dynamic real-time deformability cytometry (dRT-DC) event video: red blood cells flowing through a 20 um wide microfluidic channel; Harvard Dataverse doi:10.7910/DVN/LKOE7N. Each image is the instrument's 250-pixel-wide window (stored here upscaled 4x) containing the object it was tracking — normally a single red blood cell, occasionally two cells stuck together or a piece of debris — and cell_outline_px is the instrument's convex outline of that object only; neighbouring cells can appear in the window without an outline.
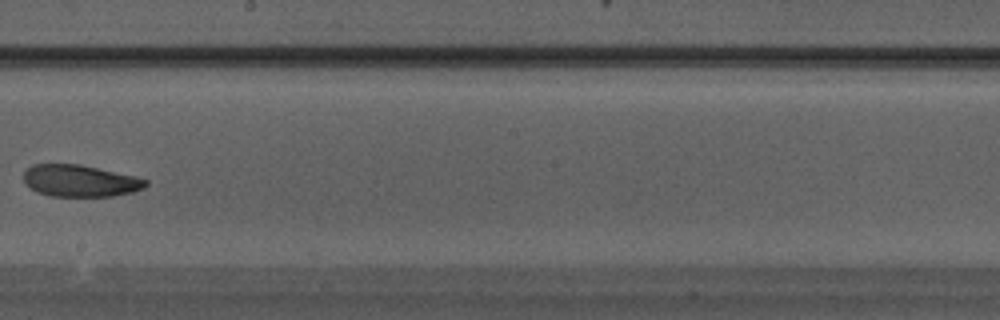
{"species": "Egyptian fruit bat (a non-hibernating species)", "species_latin": "Rousettus aegyptiacus", "temperature_condition": "warm", "stored_images_in_passage": 19, "camera_frame_rate_fps": 3000, "um_per_image_px": 0.085, "animal": {"sex": "male"}, "frame": {"image": 1, "passage_image": 14, "time_ms": 4.333, "image_size_px": [1000, 320], "cell_outline_px": [[148, 184], [144, 188], [132, 192], [112, 196], [52, 196], [36, 192], [24, 180], [24, 172], [32, 164], [80, 164], [136, 176], [148, 180]], "centroid_in_image_um": [6.83, 15.36], "position_along_channel_um": 241.4, "area_um2": 22.6}}
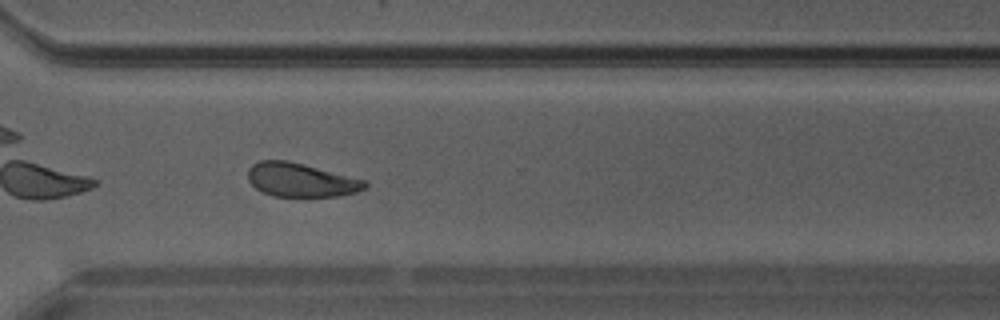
{"frame": {"image": 2, "passage_image": 19, "time_ms": 6.0, "image_size_px": [1000, 320], "cell_outline_px": [[368, 184], [364, 188], [356, 192], [340, 196], [272, 196], [256, 188], [248, 180], [248, 168], [252, 164], [260, 160], [288, 160], [368, 180]], "centroid_in_image_um": [25.59, 15.28], "position_along_channel_um": 345.0, "area_um2": 23.12}}